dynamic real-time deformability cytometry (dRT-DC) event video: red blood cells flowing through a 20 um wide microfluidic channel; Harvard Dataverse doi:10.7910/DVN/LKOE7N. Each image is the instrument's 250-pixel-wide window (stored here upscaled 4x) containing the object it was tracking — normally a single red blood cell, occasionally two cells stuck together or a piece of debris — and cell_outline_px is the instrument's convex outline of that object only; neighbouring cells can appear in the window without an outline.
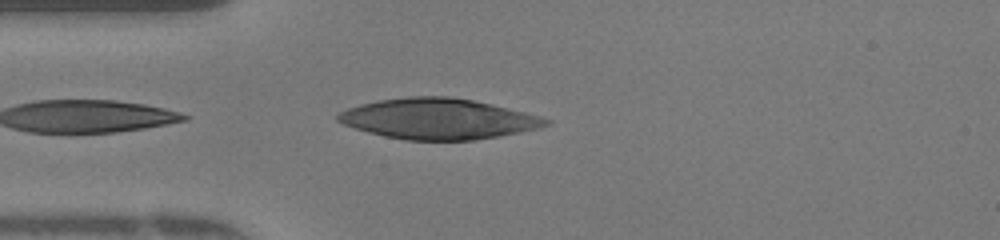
{"species": "human", "species_latin": "Homo sapiens", "temperature_condition": "warm", "stored_images_in_passage": 22, "camera_frame_rate_fps": 3000, "um_per_image_px": 0.085, "donor": {"sex": "female"}, "frame": {"image": 1, "passage_image": 1, "time_ms": 0.0, "image_size_px": [1000, 240], "cell_outline_px": [[552, 124], [540, 128], [500, 136], [476, 140], [404, 140], [384, 136], [368, 132], [344, 124], [336, 120], [336, 116], [340, 112], [348, 108], [360, 104], [380, 100], [412, 96], [448, 96], [472, 100], [524, 112], [540, 116], [552, 120]], "centroid_in_image_um": [37.27, 10.11], "position_along_channel_um": 47.7, "area_um2": 49.07}}
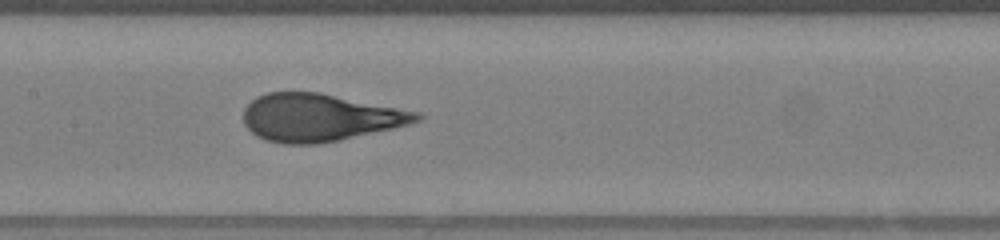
{"frame": {"image": 2, "passage_image": 11, "time_ms": 3.333, "image_size_px": [1000, 240], "cell_outline_px": [[424, 116], [420, 120], [408, 124], [392, 128], [340, 140], [316, 144], [284, 144], [268, 140], [256, 136], [244, 124], [244, 108], [256, 96], [268, 92], [320, 92], [420, 112]], "centroid_in_image_um": [27.16, 9.98], "position_along_channel_um": 180.2, "area_um2": 47.92}}
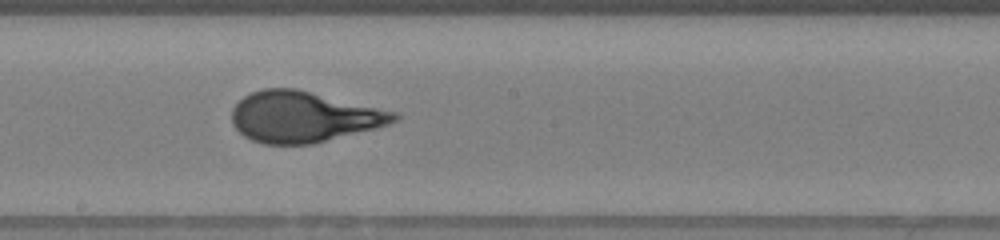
{"frame": {"image": 3, "passage_image": 14, "time_ms": 4.333, "image_size_px": [1000, 240], "cell_outline_px": [[400, 116], [396, 120], [388, 124], [312, 144], [264, 144], [252, 140], [244, 136], [232, 124], [232, 108], [244, 96], [252, 92], [264, 88], [296, 88], [396, 112]], "centroid_in_image_um": [25.75, 9.92], "position_along_channel_um": 222.5, "area_um2": 47.57}}